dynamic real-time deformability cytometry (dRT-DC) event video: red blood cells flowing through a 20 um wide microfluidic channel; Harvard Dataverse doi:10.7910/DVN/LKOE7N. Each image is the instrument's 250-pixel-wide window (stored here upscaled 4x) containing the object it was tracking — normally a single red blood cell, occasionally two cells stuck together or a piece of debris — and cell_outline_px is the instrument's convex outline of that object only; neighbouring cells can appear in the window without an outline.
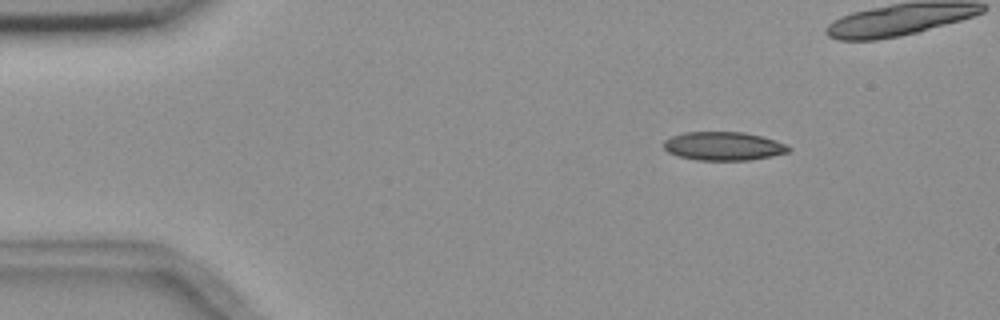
{"species": "common noctule bat (a hibernating species)", "species_latin": "Nyctalus noctula", "temperature_condition": "room temperature", "stored_images_in_passage": 5, "camera_frame_rate_fps": 3000, "um_per_image_px": 0.085, "animal": {"sex": "female", "body_mass_g": 18.4}, "frame": {"image": 1, "passage_image": 2, "time_ms": 1.333, "image_size_px": [1000, 320], "cell_outline_px": [[792, 148], [788, 152], [772, 156], [748, 160], [696, 160], [676, 156], [668, 152], [664, 148], [664, 140], [672, 136], [684, 132], [744, 132], [764, 136], [788, 144]], "centroid_in_image_um": [61.52, 12.42], "position_along_channel_um": 23.5, "area_um2": 21.04}}